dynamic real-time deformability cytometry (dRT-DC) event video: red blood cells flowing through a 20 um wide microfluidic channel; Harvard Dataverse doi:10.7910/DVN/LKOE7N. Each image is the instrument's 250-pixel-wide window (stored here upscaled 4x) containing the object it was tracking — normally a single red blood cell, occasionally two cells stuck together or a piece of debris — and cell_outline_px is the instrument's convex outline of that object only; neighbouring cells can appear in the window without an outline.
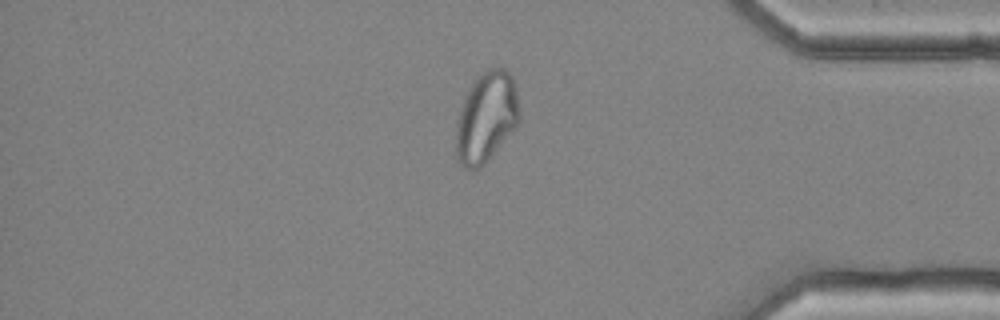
{"species": "common noctule bat (a hibernating species)", "species_latin": "Nyctalus noctula", "temperature_condition": "cold", "stored_images_in_passage": 56, "camera_frame_rate_fps": 3000, "um_per_image_px": 0.085, "animal": {"sex": "female", "body_mass_g": 25.1}, "frame": {"image": 1, "passage_image": 48, "time_ms": 15.667, "image_size_px": [1000, 320], "cell_outline_px": [[520, 120], [480, 168], [476, 172], [472, 172], [464, 168], [456, 160], [456, 124], [460, 108], [472, 84], [484, 68], [504, 68], [512, 76], [516, 88], [520, 116]], "centroid_in_image_um": [41.31, 9.98], "position_along_channel_um": 393.9, "area_um2": 33.23}}